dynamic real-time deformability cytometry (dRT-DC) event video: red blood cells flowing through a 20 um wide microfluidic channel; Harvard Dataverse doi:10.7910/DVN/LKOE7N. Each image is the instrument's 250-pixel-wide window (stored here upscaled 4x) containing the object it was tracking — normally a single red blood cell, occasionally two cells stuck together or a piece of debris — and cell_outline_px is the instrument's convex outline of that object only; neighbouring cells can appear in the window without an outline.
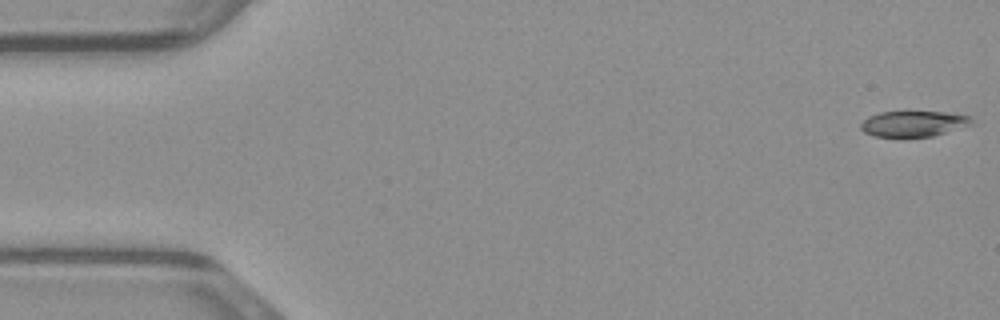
{"species": "common noctule bat (a hibernating species)", "species_latin": "Nyctalus noctula", "temperature_condition": "warm", "stored_images_in_passage": 48, "camera_frame_rate_fps": 3000, "um_per_image_px": 0.085, "animal": {"sex": "male", "body_mass_g": 23.1, "forearm_length_mm": 52.7}, "frame": {"image": 1, "passage_image": 1, "time_ms": 0.0, "image_size_px": [1000, 320], "cell_outline_px": [[976, 124], [932, 136], [876, 136], [864, 132], [860, 128], [860, 124], [868, 116], [880, 112], [948, 112], [972, 116]], "centroid_in_image_um": [77.72, 10.5], "position_along_channel_um": 7.3, "area_um2": 16.65}}
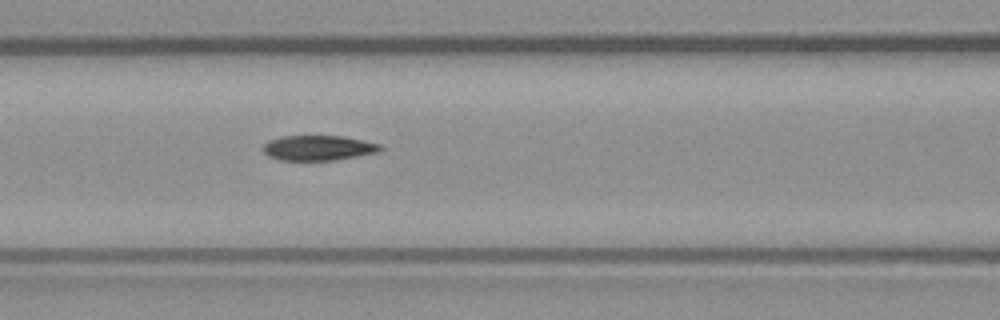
{"frame": {"image": 2, "passage_image": 20, "time_ms": 6.333, "image_size_px": [1000, 320], "cell_outline_px": [[384, 148], [380, 152], [336, 160], [280, 160], [268, 156], [260, 148], [268, 140], [280, 136], [340, 136], [380, 144]], "centroid_in_image_um": [27.03, 12.57], "position_along_channel_um": 139.6, "area_um2": 17.22}}
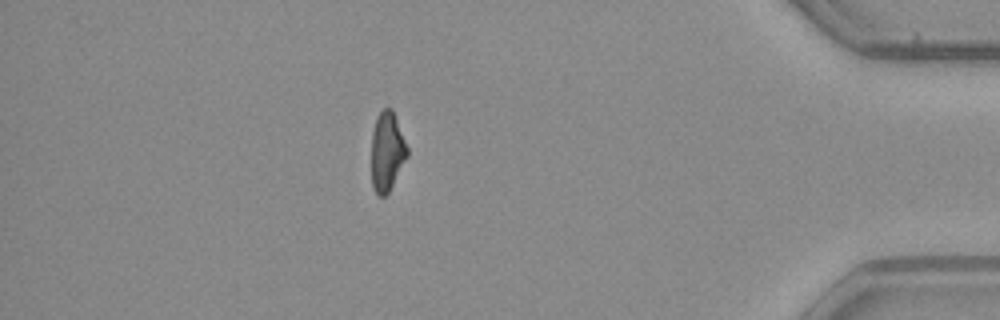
{"frame": {"image": 3, "passage_image": 42, "time_ms": 13.667, "image_size_px": [1000, 320], "cell_outline_px": [[408, 156], [388, 192], [384, 196], [380, 196], [376, 192], [372, 184], [372, 132], [376, 116], [384, 108], [392, 108], [408, 148]], "centroid_in_image_um": [32.9, 12.85], "position_along_channel_um": 402.3, "area_um2": 16.36}}